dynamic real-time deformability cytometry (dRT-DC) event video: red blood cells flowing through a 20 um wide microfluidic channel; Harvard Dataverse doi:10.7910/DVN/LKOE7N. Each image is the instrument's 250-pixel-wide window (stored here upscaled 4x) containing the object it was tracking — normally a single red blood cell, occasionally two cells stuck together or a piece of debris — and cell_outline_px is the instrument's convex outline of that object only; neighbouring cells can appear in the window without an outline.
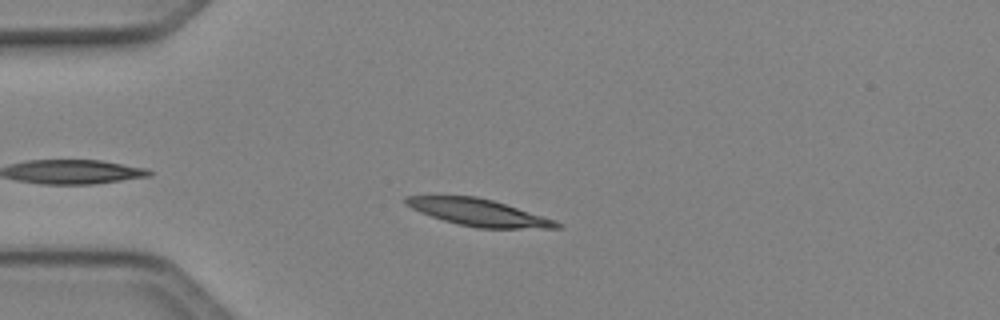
{"species": "Egyptian fruit bat (a non-hibernating species)", "species_latin": "Rousettus aegyptiacus", "temperature_condition": "cold", "stored_images_in_passage": 39, "camera_frame_rate_fps": 3000, "um_per_image_px": 0.085, "animal": {"sex": "female"}, "frame": {"image": 1, "passage_image": 5, "time_ms": 1.333, "image_size_px": [1000, 320], "cell_outline_px": [[560, 228], [476, 228], [444, 220], [420, 212], [412, 208], [404, 200], [404, 196], [476, 196], [492, 200], [556, 220], [560, 224]], "centroid_in_image_um": [40.69, 18.06], "position_along_channel_um": 44.3, "area_um2": 23.18}}
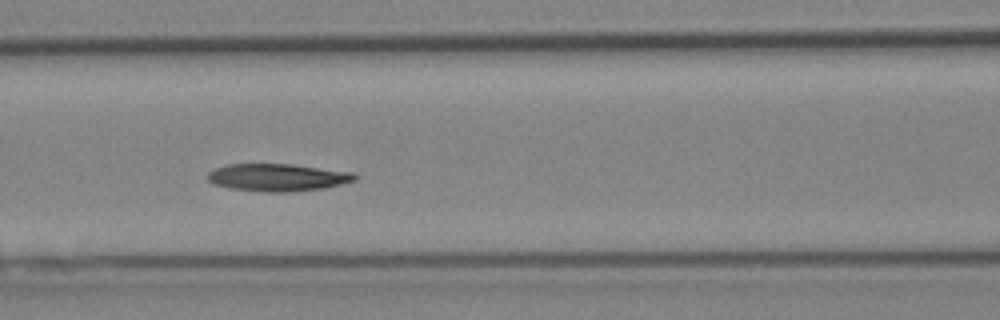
{"frame": {"image": 2, "passage_image": 14, "time_ms": 4.333, "image_size_px": [1000, 320], "cell_outline_px": [[360, 176], [356, 180], [324, 188], [288, 192], [264, 192], [228, 188], [216, 184], [208, 180], [208, 172], [216, 168], [228, 164], [292, 164], [352, 172]], "centroid_in_image_um": [23.62, 15.08], "position_along_channel_um": 143.0, "area_um2": 23.52}}
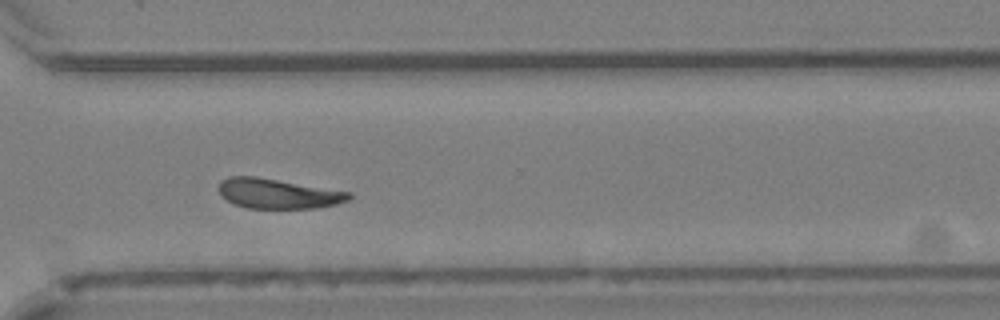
{"frame": {"image": 3, "passage_image": 29, "time_ms": 9.333, "image_size_px": [1000, 320], "cell_outline_px": [[352, 196], [348, 200], [336, 204], [316, 208], [248, 208], [232, 204], [220, 196], [220, 180], [228, 176], [256, 176], [352, 192]], "centroid_in_image_um": [23.61, 16.45], "position_along_channel_um": 347.0, "area_um2": 22.83}, "authors_computed_cell_mechanics": {"area_um2": 23.1778, "velocity_mm_per_s": 4.0675, "shape_relaxation_time_tau1_ms": 2.8293, "shape_relaxation_time_tau2_ms": null, "deformation_change_tau1": 0.1228, "deformation_change_tau2": null}}